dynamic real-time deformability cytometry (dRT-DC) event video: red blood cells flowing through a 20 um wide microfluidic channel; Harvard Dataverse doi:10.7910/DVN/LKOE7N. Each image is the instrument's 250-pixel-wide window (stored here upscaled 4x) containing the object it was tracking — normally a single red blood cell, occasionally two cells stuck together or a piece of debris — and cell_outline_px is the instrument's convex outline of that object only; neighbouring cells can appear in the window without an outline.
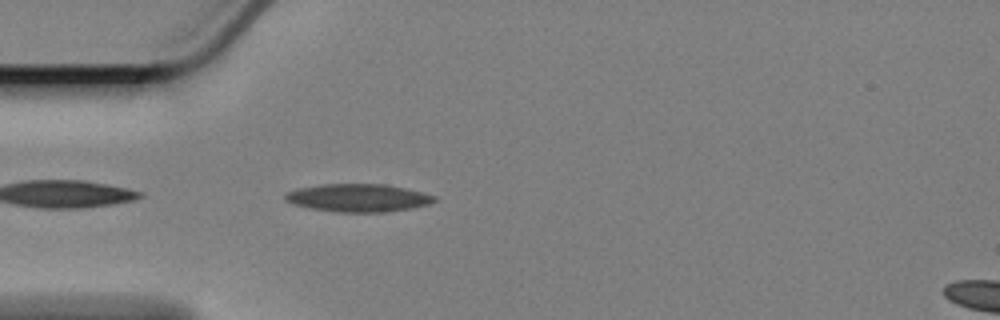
{"species": "Egyptian fruit bat (a non-hibernating species)", "species_latin": "Rousettus aegyptiacus", "temperature_condition": "cold", "stored_images_in_passage": 45, "camera_frame_rate_fps": 3000, "um_per_image_px": 0.085, "animal": {"sex": "female"}, "frame": {"image": 1, "passage_image": 2, "time_ms": 0.333, "image_size_px": [1000, 320], "cell_outline_px": [[440, 200], [428, 204], [412, 208], [384, 212], [340, 212], [312, 208], [292, 204], [284, 200], [284, 192], [300, 188], [324, 184], [384, 184], [404, 188], [436, 196]], "centroid_in_image_um": [30.44, 16.82], "position_along_channel_um": 54.6, "area_um2": 24.16}}
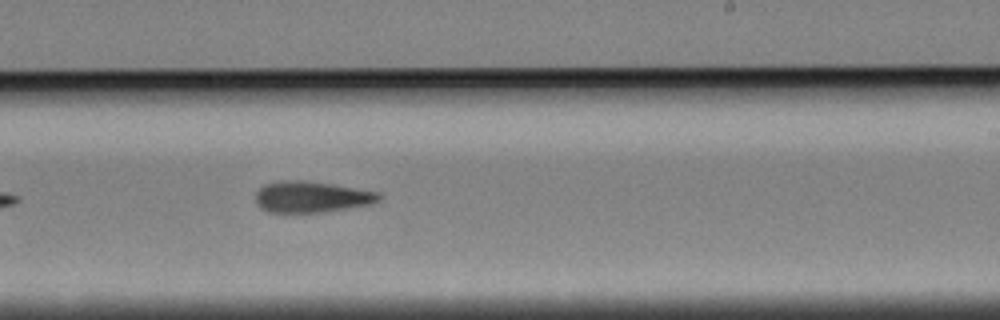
{"frame": {"image": 2, "passage_image": 21, "time_ms": 6.667, "image_size_px": [1000, 320], "cell_outline_px": [[384, 196], [380, 200], [368, 204], [344, 208], [316, 212], [268, 212], [260, 208], [256, 200], [256, 192], [264, 184], [284, 180], [300, 180], [332, 184], [380, 192]], "centroid_in_image_um": [26.47, 16.72], "position_along_channel_um": 262.5, "area_um2": 22.14}}
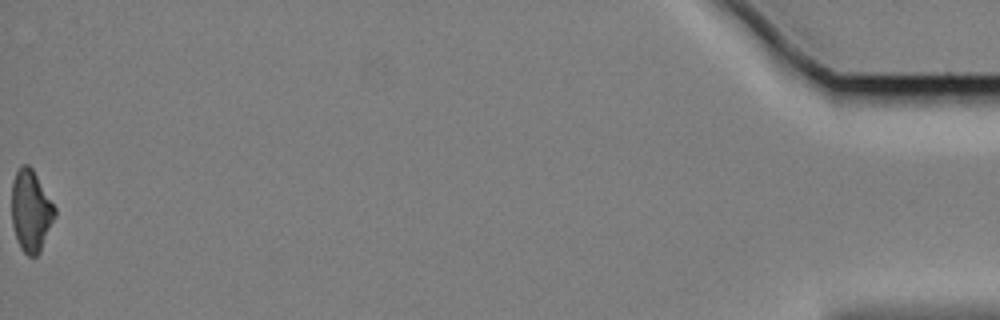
{"frame": {"image": 3, "passage_image": 45, "time_ms": 14.667, "image_size_px": [1000, 320], "cell_outline_px": [[56, 216], [40, 252], [36, 256], [28, 256], [20, 248], [16, 240], [12, 224], [12, 184], [16, 172], [24, 164], [28, 164], [32, 168], [56, 208]], "centroid_in_image_um": [2.63, 17.96], "position_along_channel_um": 432.6, "area_um2": 20.52}}